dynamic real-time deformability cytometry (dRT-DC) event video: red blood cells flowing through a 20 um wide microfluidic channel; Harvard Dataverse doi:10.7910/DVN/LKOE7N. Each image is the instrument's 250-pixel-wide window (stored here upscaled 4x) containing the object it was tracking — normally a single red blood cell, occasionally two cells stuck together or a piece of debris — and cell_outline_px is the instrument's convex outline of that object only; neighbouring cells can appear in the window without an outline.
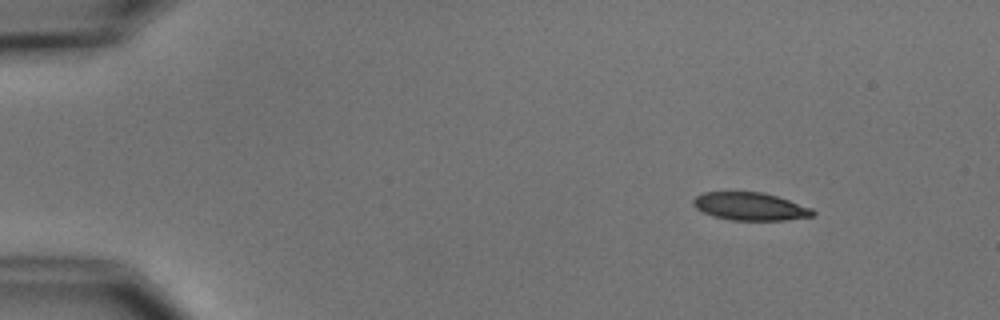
{"species": "common noctule bat (a hibernating species)", "species_latin": "Nyctalus noctula", "temperature_condition": "cold", "stored_images_in_passage": 4, "camera_frame_rate_fps": 3000, "um_per_image_px": 0.085, "animal": {"sex": "male", "body_mass_g": 15.6}, "frame": {"image": 1, "passage_image": 1, "time_ms": 0.0, "image_size_px": [1000, 320], "cell_outline_px": [[816, 212], [812, 216], [784, 220], [732, 220], [712, 216], [696, 208], [692, 204], [692, 200], [696, 196], [704, 192], [764, 192], [812, 208]], "centroid_in_image_um": [63.74, 17.54], "position_along_channel_um": 21.3, "area_um2": 19.31}}
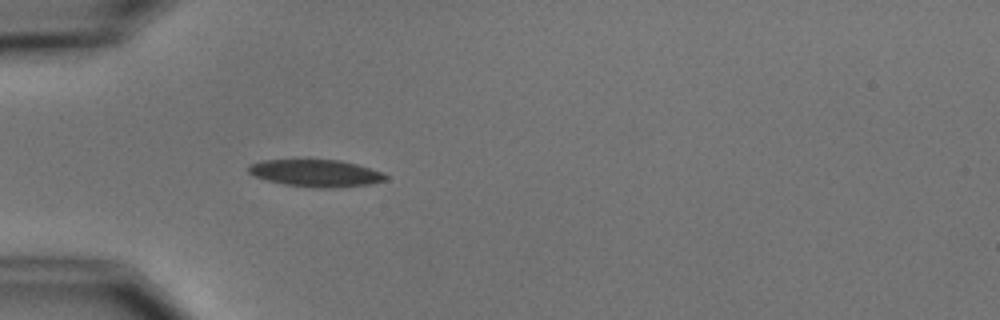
{"frame": {"image": 2, "passage_image": 4, "time_ms": 3.333, "image_size_px": [1000, 320], "cell_outline_px": [[388, 180], [368, 184], [332, 188], [316, 188], [284, 184], [268, 180], [256, 176], [248, 172], [248, 164], [260, 160], [304, 156], [308, 156], [340, 160], [356, 164], [380, 172], [388, 176]], "centroid_in_image_um": [26.76, 14.65], "position_along_channel_um": 58.2, "area_um2": 22.72}}